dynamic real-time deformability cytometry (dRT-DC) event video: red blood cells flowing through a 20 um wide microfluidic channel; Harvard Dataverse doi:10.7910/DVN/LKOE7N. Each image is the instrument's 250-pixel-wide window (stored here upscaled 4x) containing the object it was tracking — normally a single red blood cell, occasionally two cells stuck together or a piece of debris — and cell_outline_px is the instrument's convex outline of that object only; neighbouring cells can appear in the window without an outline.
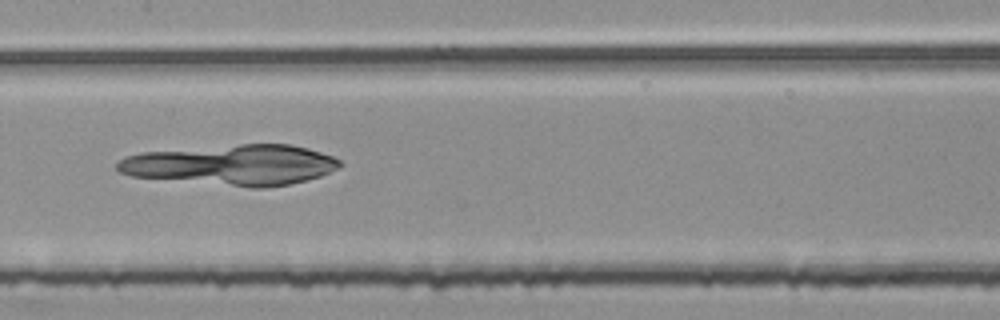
{"species": "common noctule bat (a hibernating species)", "species_latin": "Nyctalus noctula", "temperature_condition": "room temperature", "stored_images_in_passage": 45, "camera_frame_rate_fps": 3000, "um_per_image_px": 0.085, "animal": {"sex": "female", "body_mass_g": 25.1}, "frame": {"image": 1, "passage_image": 18, "time_ms": 5.667, "image_size_px": [1000, 320], "cell_outline_px": [[344, 164], [320, 176], [292, 184], [264, 188], [252, 188], [132, 176], [120, 172], [116, 168], [116, 160], [124, 156], [140, 152], [240, 144], [292, 144], [308, 148], [332, 156], [340, 160]], "centroid_in_image_um": [19.7, 14.01], "position_along_channel_um": 187.7, "area_um2": 52.6}}
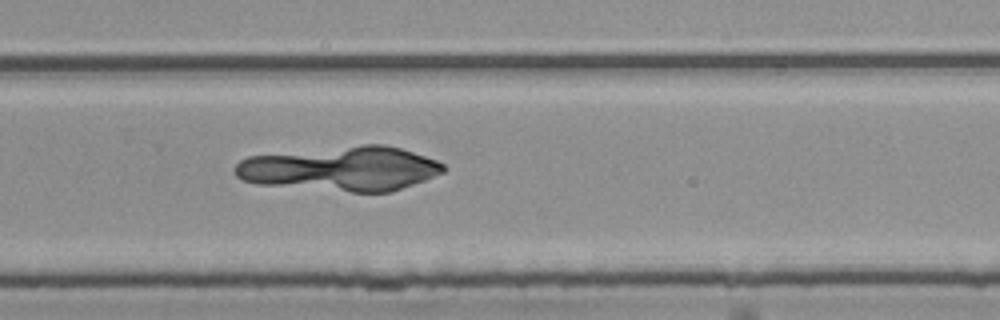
{"frame": {"image": 2, "passage_image": 27, "time_ms": 8.667, "image_size_px": [1000, 320], "cell_outline_px": [[448, 168], [444, 172], [424, 180], [392, 192], [352, 192], [256, 184], [240, 180], [232, 172], [232, 168], [240, 160], [248, 156], [364, 144], [384, 144], [400, 148], [436, 160], [444, 164]], "centroid_in_image_um": [28.95, 14.34], "position_along_channel_um": 300.9, "area_um2": 54.22}}
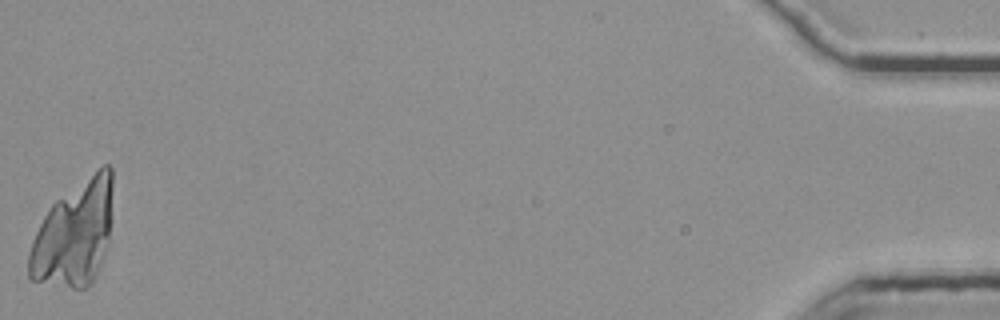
{"frame": {"image": 3, "passage_image": 45, "time_ms": 14.667, "image_size_px": [1000, 320], "cell_outline_px": [[112, 184], [108, 240], [100, 264], [92, 280], [84, 288], [72, 288], [28, 280], [28, 252], [32, 240], [44, 216], [52, 204], [56, 200], [104, 164], [108, 164], [112, 168]], "centroid_in_image_um": [6.26, 19.89], "position_along_channel_um": 428.9, "area_um2": 50.58}}